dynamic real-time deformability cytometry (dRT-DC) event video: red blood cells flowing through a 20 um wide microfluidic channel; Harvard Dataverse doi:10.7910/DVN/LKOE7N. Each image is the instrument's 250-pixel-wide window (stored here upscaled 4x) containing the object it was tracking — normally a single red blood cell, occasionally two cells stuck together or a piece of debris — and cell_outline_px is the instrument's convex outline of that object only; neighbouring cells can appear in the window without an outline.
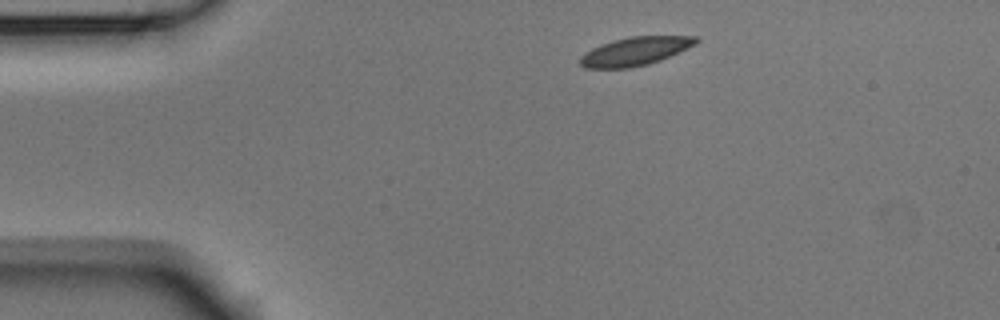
{"species": "Egyptian fruit bat (a non-hibernating species)", "species_latin": "Rousettus aegyptiacus", "temperature_condition": "room temperature", "stored_images_in_passage": 2, "camera_frame_rate_fps": 3000, "um_per_image_px": 0.085, "animal": {"sex": "male"}, "frame": {"image": 1, "passage_image": 1, "time_ms": 0.0, "image_size_px": [1000, 320], "cell_outline_px": [[700, 40], [696, 44], [660, 60], [648, 64], [628, 68], [584, 68], [580, 64], [580, 56], [584, 52], [592, 48], [612, 40], [628, 36], [700, 36]], "centroid_in_image_um": [53.98, 4.35], "position_along_channel_um": 31.0, "area_um2": 19.25}}